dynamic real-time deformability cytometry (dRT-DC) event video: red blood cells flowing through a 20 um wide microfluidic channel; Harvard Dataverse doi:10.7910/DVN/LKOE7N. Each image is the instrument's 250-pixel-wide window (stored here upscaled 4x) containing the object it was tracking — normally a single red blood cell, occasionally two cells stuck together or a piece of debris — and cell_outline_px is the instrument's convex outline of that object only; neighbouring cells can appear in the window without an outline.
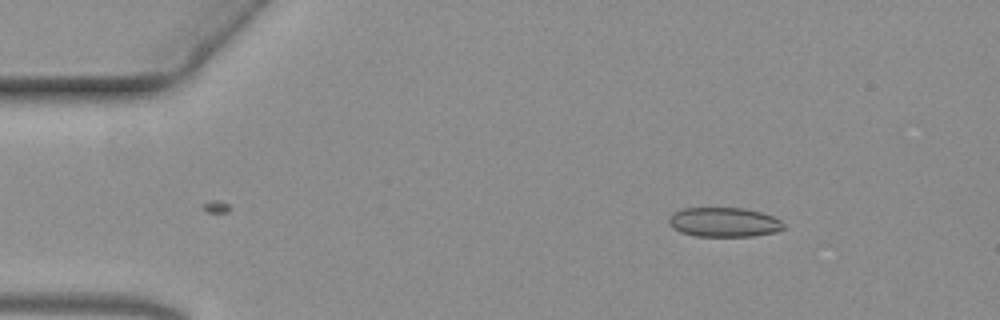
{"species": "common noctule bat (a hibernating species)", "species_latin": "Nyctalus noctula", "temperature_condition": "warm", "stored_images_in_passage": 15, "camera_frame_rate_fps": 3000, "um_per_image_px": 0.085, "animal": {"sex": "female", "body_mass_g": 19.3, "forearm_length_mm": 54.1}, "frame": {"image": 1, "passage_image": 1, "time_ms": 0.0, "image_size_px": [1000, 320], "cell_outline_px": [[784, 228], [776, 232], [752, 236], [696, 236], [680, 232], [672, 228], [668, 224], [668, 216], [672, 212], [684, 208], [744, 208], [760, 212], [772, 216], [780, 220], [784, 224]], "centroid_in_image_um": [61.49, 18.88], "position_along_channel_um": 23.5, "area_um2": 19.83}}
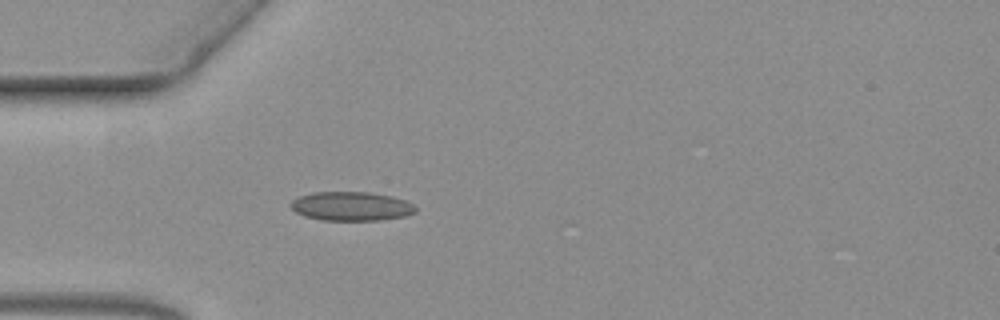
{"frame": {"image": 2, "passage_image": 10, "time_ms": 3.0, "image_size_px": [1000, 320], "cell_outline_px": [[416, 212], [404, 216], [380, 220], [320, 220], [304, 216], [296, 212], [288, 204], [292, 200], [300, 196], [312, 192], [368, 192], [392, 196], [404, 200], [412, 204], [416, 208]], "centroid_in_image_um": [29.83, 17.53], "position_along_channel_um": 55.2, "area_um2": 21.1}}
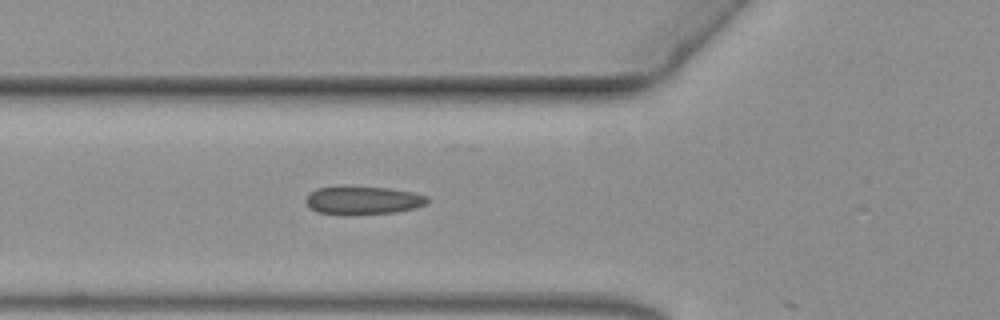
{"frame": {"image": 3, "passage_image": 14, "time_ms": 4.333, "image_size_px": [1000, 320], "cell_outline_px": [[428, 204], [416, 208], [396, 212], [352, 216], [340, 216], [320, 212], [312, 208], [304, 200], [316, 188], [388, 188], [416, 192], [428, 196]], "centroid_in_image_um": [30.94, 17.08], "position_along_channel_um": 94.9, "area_um2": 19.94}}